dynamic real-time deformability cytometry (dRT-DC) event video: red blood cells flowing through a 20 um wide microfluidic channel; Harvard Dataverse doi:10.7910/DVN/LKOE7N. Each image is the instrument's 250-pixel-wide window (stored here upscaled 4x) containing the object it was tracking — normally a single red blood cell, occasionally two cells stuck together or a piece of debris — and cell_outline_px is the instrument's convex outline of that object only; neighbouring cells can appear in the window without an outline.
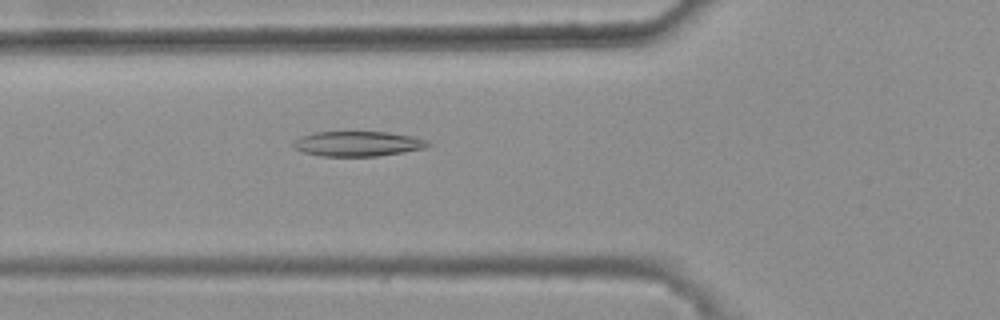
{"species": "common noctule bat (a hibernating species)", "species_latin": "Nyctalus noctula", "temperature_condition": "warm", "stored_images_in_passage": 48, "camera_frame_rate_fps": 3000, "um_per_image_px": 0.085, "animal": {"sex": "female", "body_mass_g": 25.1}, "frame": {"image": 1, "passage_image": 19, "time_ms": 6.0, "image_size_px": [1000, 320], "cell_outline_px": [[432, 144], [428, 148], [376, 156], [320, 156], [304, 152], [292, 148], [292, 144], [300, 136], [312, 132], [388, 132], [412, 136], [428, 140]], "centroid_in_image_um": [30.42, 12.21], "position_along_channel_um": 95.4, "area_um2": 19.77}}
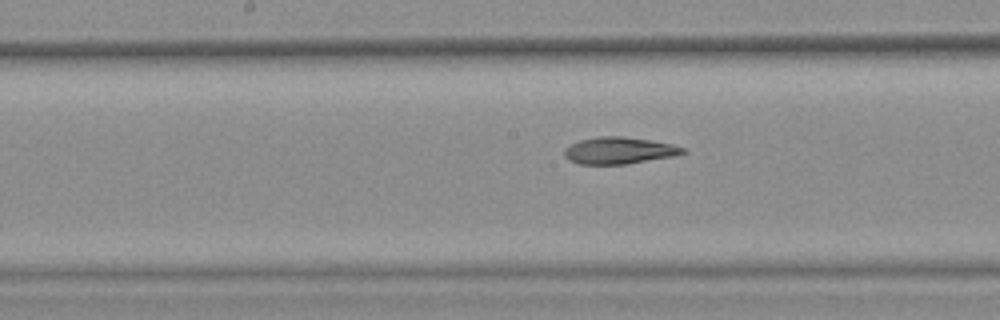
{"frame": {"image": 2, "passage_image": 27, "time_ms": 8.667, "image_size_px": [1000, 320], "cell_outline_px": [[688, 152], [672, 156], [624, 164], [580, 164], [564, 156], [564, 148], [580, 140], [600, 136], [624, 136], [652, 140], [672, 144], [688, 148]], "centroid_in_image_um": [52.67, 12.78], "position_along_channel_um": 195.5, "area_um2": 18.44}}
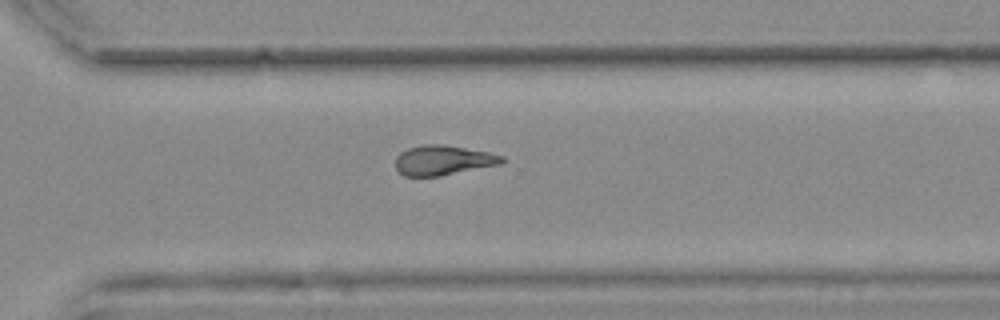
{"frame": {"image": 3, "passage_image": 38, "time_ms": 12.333, "image_size_px": [1000, 320], "cell_outline_px": [[504, 160], [500, 164], [440, 176], [404, 176], [396, 168], [396, 156], [400, 152], [408, 148], [424, 144], [444, 144], [488, 152], [504, 156]], "centroid_in_image_um": [37.65, 13.61], "position_along_channel_um": 333.0, "area_um2": 18.44}, "authors_computed_cell_mechanics": {"area_um2": 18.9006, "velocity_mm_per_s": 3.7499, "shape_relaxation_time_tau1_ms": null, "shape_relaxation_time_tau2_ms": 7.3958, "deformation_change_tau1": null, "deformation_change_tau2": 0.1687}}